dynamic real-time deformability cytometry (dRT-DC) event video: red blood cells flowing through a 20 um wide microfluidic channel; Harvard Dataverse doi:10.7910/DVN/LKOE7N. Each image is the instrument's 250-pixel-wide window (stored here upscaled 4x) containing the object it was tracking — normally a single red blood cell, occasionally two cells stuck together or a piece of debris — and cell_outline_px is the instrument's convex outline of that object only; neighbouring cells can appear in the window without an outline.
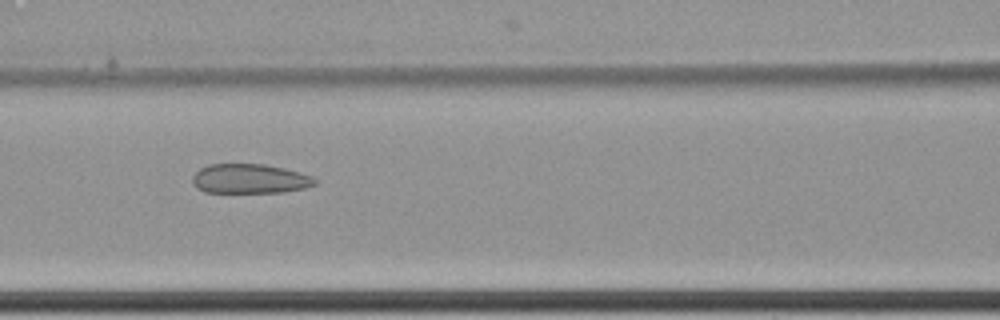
{"species": "common noctule bat (a hibernating species)", "species_latin": "Nyctalus noctula", "temperature_condition": "cold", "stored_images_in_passage": 11, "camera_frame_rate_fps": 3000, "um_per_image_px": 0.085, "animal": {"sex": "female", "body_mass_g": 22.7, "forearm_length_mm": 54.2}, "frame": {"image": 1, "passage_image": 7, "time_ms": 2.0, "image_size_px": [1000, 320], "cell_outline_px": [[316, 184], [304, 188], [284, 192], [204, 192], [196, 188], [192, 184], [192, 176], [200, 168], [208, 164], [264, 164], [284, 168], [300, 172], [312, 176], [316, 180]], "centroid_in_image_um": [21.21, 15.19], "position_along_channel_um": 145.4, "area_um2": 21.15}}
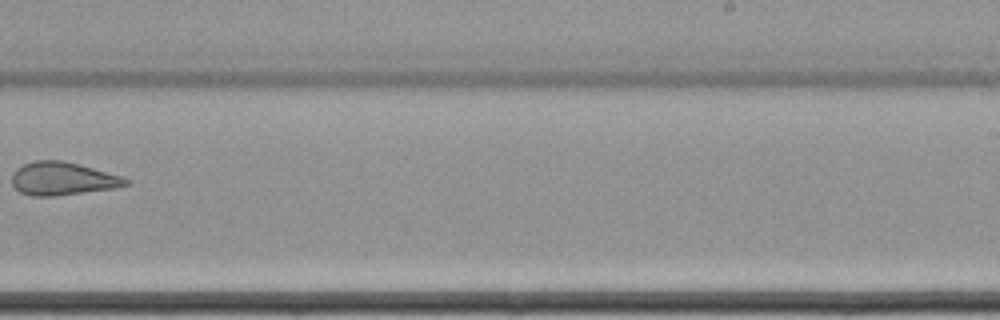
{"frame": {"image": 2, "passage_image": 10, "time_ms": 3.0, "image_size_px": [1000, 320], "cell_outline_px": [[128, 184], [116, 188], [56, 196], [32, 196], [20, 192], [12, 184], [12, 176], [16, 168], [24, 164], [36, 160], [64, 160], [120, 176], [128, 180]], "centroid_in_image_um": [5.28, 15.19], "position_along_channel_um": 283.7, "area_um2": 21.79}}
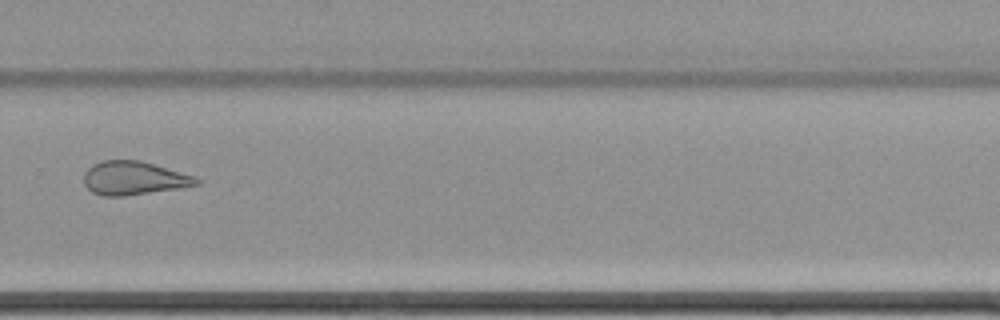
{"frame": {"image": 3, "passage_image": 11, "time_ms": 3.333, "image_size_px": [1000, 320], "cell_outline_px": [[200, 184], [180, 188], [124, 196], [100, 196], [92, 192], [84, 184], [84, 172], [92, 164], [104, 160], [140, 160], [196, 176], [200, 180]], "centroid_in_image_um": [11.37, 15.14], "position_along_channel_um": 318.4, "area_um2": 22.14}}